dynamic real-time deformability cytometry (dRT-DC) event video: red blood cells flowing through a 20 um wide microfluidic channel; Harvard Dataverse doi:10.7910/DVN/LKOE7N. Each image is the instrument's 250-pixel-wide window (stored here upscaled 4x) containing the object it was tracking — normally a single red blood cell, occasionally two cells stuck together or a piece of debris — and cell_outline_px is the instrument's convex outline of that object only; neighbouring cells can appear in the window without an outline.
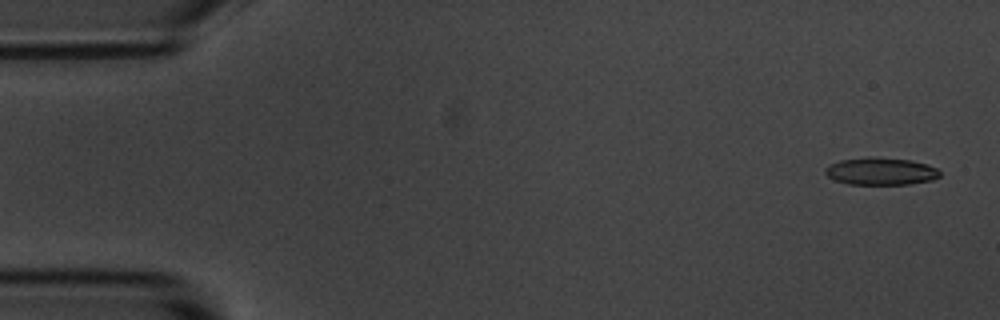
{"species": "common noctule bat (a hibernating species)", "species_latin": "Nyctalus noctula", "temperature_condition": "room temperature", "stored_images_in_passage": 5, "camera_frame_rate_fps": 3000, "um_per_image_px": 0.085, "animal": {"sex": "male", "body_mass_g": 20.1, "forearm_length_mm": 53.5}, "frame": {"image": 1, "passage_image": 1, "time_ms": 0.0, "image_size_px": [1000, 320], "cell_outline_px": [[940, 176], [932, 180], [908, 184], [848, 184], [836, 180], [828, 176], [824, 172], [824, 168], [840, 160], [868, 156], [876, 156], [912, 160], [928, 164], [936, 168], [940, 172]], "centroid_in_image_um": [74.88, 14.54], "position_along_channel_um": 10.1, "area_um2": 18.44}}
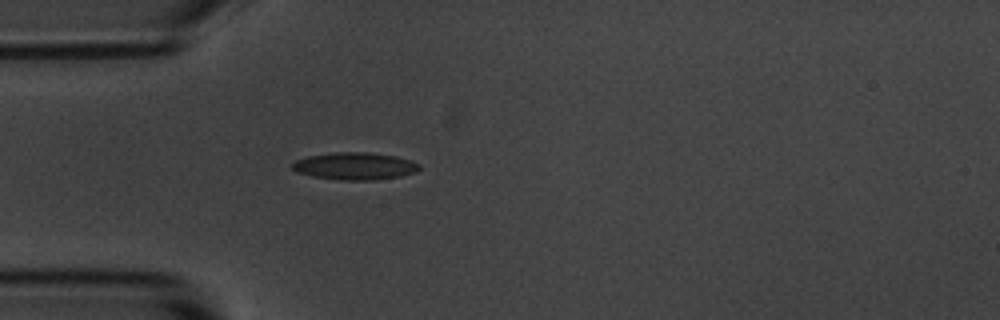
{"frame": {"image": 2, "passage_image": 5, "time_ms": 4.333, "image_size_px": [1000, 320], "cell_outline_px": [[420, 168], [416, 172], [400, 176], [376, 180], [340, 180], [312, 176], [296, 172], [292, 168], [292, 164], [296, 160], [308, 156], [336, 152], [368, 152], [396, 156], [420, 164]], "centroid_in_image_um": [30.16, 14.12], "position_along_channel_um": 54.8, "area_um2": 20.17}}